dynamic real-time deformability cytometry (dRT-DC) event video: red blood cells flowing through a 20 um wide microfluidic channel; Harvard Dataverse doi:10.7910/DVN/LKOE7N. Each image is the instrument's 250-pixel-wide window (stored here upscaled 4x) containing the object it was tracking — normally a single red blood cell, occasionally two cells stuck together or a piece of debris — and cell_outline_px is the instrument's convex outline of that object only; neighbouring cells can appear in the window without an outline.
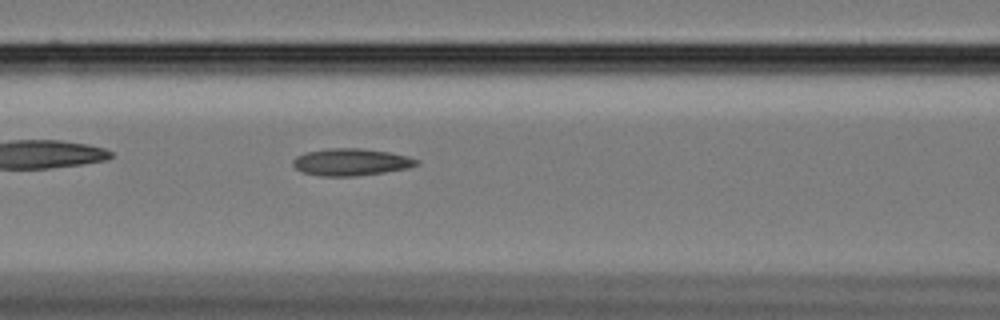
{"species": "Egyptian fruit bat (a non-hibernating species)", "species_latin": "Rousettus aegyptiacus", "temperature_condition": "cold", "stored_images_in_passage": 42, "camera_frame_rate_fps": 3000, "um_per_image_px": 0.085, "animal": {"sex": "female"}, "frame": {"image": 1, "passage_image": 8, "time_ms": 2.333, "image_size_px": [1000, 320], "cell_outline_px": [[420, 164], [408, 168], [384, 172], [356, 176], [320, 176], [304, 172], [296, 168], [292, 164], [292, 160], [296, 156], [304, 152], [328, 148], [360, 148], [388, 152], [408, 156], [420, 160]], "centroid_in_image_um": [29.84, 13.77], "position_along_channel_um": 136.8, "area_um2": 19.59}}
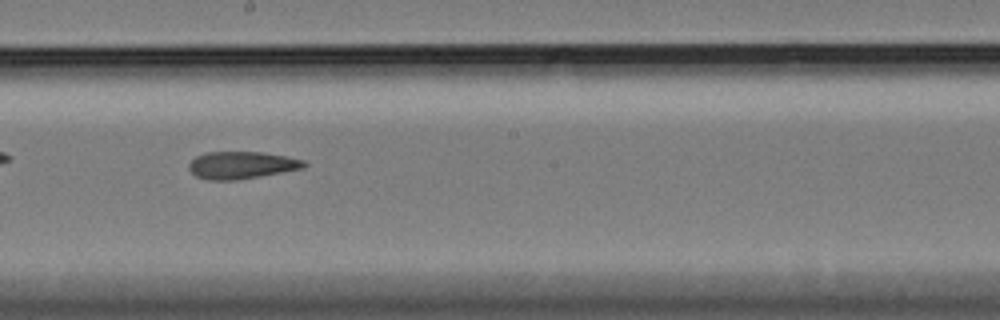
{"frame": {"image": 2, "passage_image": 16, "time_ms": 5.0, "image_size_px": [1000, 320], "cell_outline_px": [[308, 164], [304, 168], [236, 180], [208, 180], [196, 176], [188, 168], [188, 164], [196, 156], [204, 152], [264, 152], [288, 156], [304, 160]], "centroid_in_image_um": [20.54, 14.02], "position_along_channel_um": 227.7, "area_um2": 18.38}}
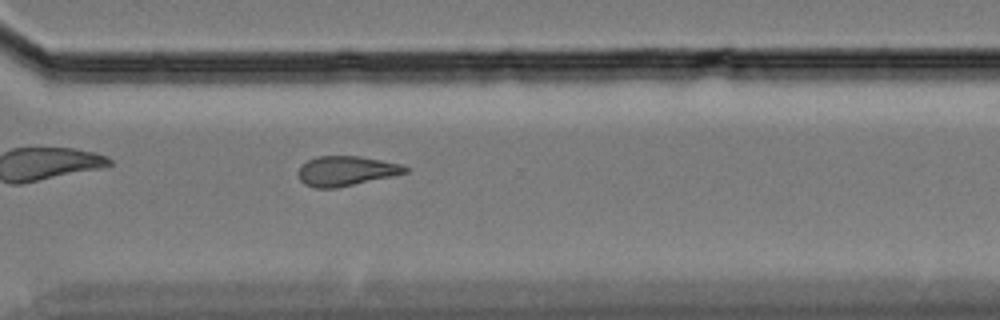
{"frame": {"image": 3, "passage_image": 26, "time_ms": 8.333, "image_size_px": [1000, 320], "cell_outline_px": [[408, 172], [392, 176], [336, 188], [316, 188], [304, 184], [300, 180], [300, 168], [308, 160], [316, 156], [356, 156], [380, 160], [400, 164], [408, 168]], "centroid_in_image_um": [29.42, 14.53], "position_along_channel_um": 341.2, "area_um2": 18.21}, "authors_computed_cell_mechanics": {"area_um2": 18.8717, "velocity_mm_per_s": 3.4162, "shape_relaxation_time_tau1_ms": null, "shape_relaxation_time_tau2_ms": 9.2214, "deformation_change_tau1": null, "deformation_change_tau2": 0.1981}}